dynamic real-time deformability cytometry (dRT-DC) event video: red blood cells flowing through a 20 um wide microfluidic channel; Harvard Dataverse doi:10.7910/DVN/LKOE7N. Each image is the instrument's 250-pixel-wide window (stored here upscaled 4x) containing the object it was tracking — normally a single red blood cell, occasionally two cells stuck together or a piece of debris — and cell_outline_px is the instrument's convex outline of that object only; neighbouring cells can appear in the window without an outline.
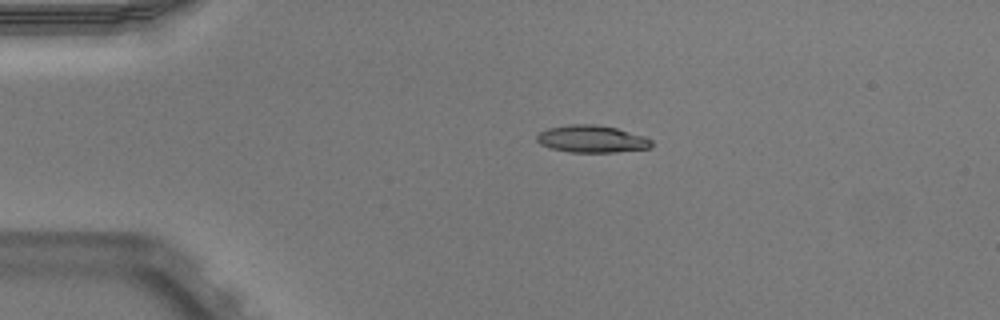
{"species": "Egyptian fruit bat (a non-hibernating species)", "species_latin": "Rousettus aegyptiacus", "temperature_condition": "warm", "stored_images_in_passage": 51, "camera_frame_rate_fps": 3000, "um_per_image_px": 0.085, "animal": {"sex": "male"}, "frame": {"image": 1, "passage_image": 11, "time_ms": 3.333, "image_size_px": [1000, 320], "cell_outline_px": [[652, 144], [648, 148], [616, 152], [568, 152], [552, 148], [540, 144], [536, 140], [536, 136], [540, 132], [548, 128], [568, 124], [596, 124], [616, 128], [644, 136], [652, 140]], "centroid_in_image_um": [50.28, 11.81], "position_along_channel_um": 34.7, "area_um2": 18.15}}
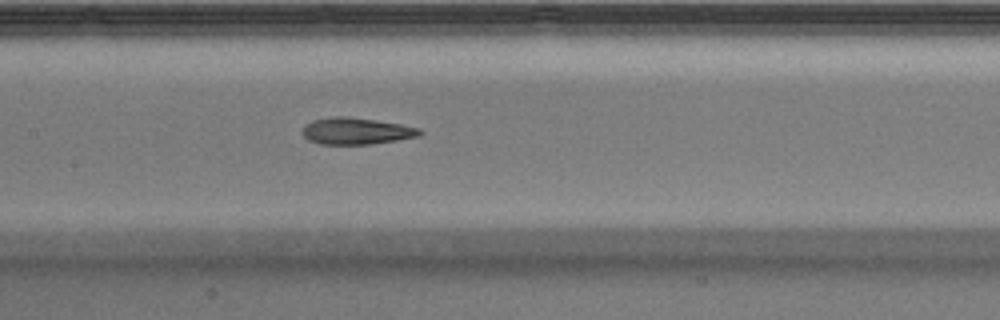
{"frame": {"image": 2, "passage_image": 25, "time_ms": 8.0, "image_size_px": [1000, 320], "cell_outline_px": [[424, 132], [420, 136], [372, 144], [320, 144], [308, 140], [300, 132], [304, 124], [312, 120], [332, 116], [344, 116], [376, 120], [400, 124], [420, 128]], "centroid_in_image_um": [30.25, 11.13], "position_along_channel_um": 177.1, "area_um2": 18.44}}
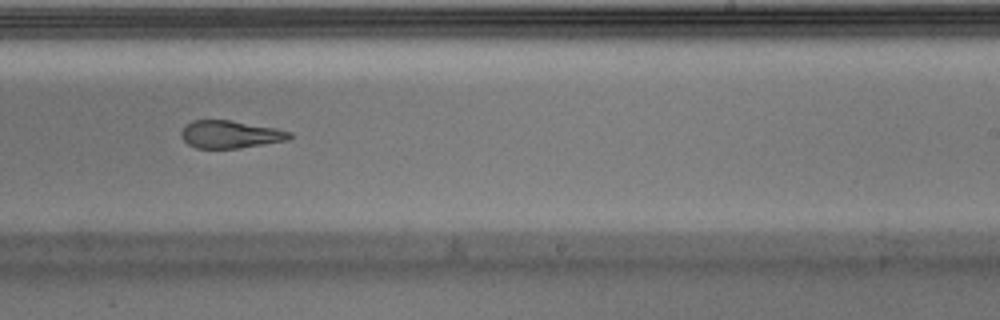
{"frame": {"image": 3, "passage_image": 32, "time_ms": 10.333, "image_size_px": [1000, 320], "cell_outline_px": [[292, 136], [288, 140], [236, 148], [196, 148], [188, 144], [180, 136], [180, 132], [192, 120], [228, 120], [276, 128], [292, 132]], "centroid_in_image_um": [19.56, 11.42], "position_along_channel_um": 269.4, "area_um2": 17.22}, "authors_computed_cell_mechanics": {"area_um2": 18.496, "velocity_mm_per_s": 3.9739, "shape_relaxation_time_tau1_ms": null, "shape_relaxation_time_tau2_ms": 2.6066, "deformation_change_tau1": null, "deformation_change_tau2": 0.1272}}